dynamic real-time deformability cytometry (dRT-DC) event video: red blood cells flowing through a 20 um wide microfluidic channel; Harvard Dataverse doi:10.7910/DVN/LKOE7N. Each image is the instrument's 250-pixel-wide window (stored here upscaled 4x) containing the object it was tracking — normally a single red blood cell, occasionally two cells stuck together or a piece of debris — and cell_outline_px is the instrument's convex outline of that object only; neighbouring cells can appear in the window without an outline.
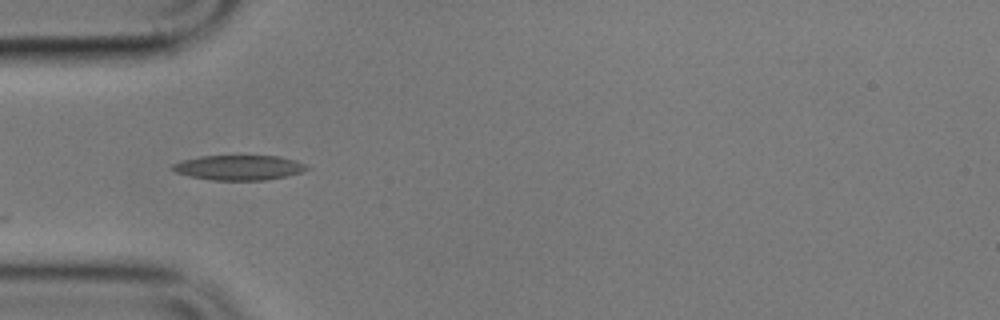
{"species": "common noctule bat (a hibernating species)", "species_latin": "Nyctalus noctula", "temperature_condition": "cold", "stored_images_in_passage": 3, "camera_frame_rate_fps": 3000, "um_per_image_px": 0.085, "animal": {"sex": "male", "body_mass_g": 17.9}, "frame": {"image": 1, "passage_image": 2, "time_ms": 5.333, "image_size_px": [1000, 320], "cell_outline_px": [[308, 168], [300, 172], [284, 176], [264, 180], [212, 180], [188, 176], [176, 172], [172, 168], [172, 164], [184, 160], [204, 156], [280, 156], [296, 160], [304, 164]], "centroid_in_image_um": [20.29, 14.24], "position_along_channel_um": 64.7, "area_um2": 19.19}}
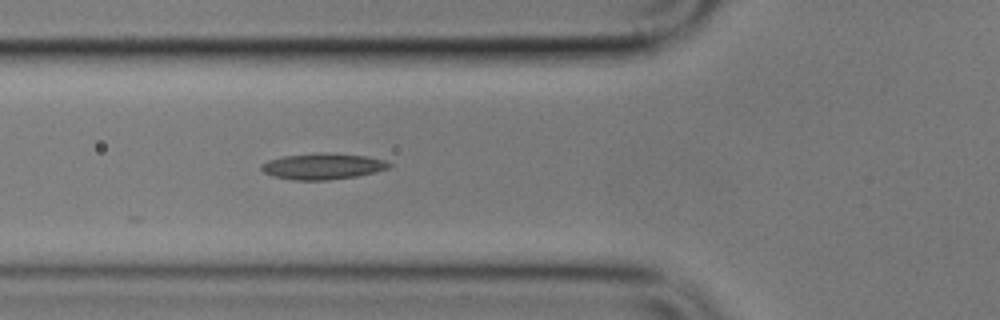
{"frame": {"image": 2, "passage_image": 3, "time_ms": 6.333, "image_size_px": [1000, 320], "cell_outline_px": [[392, 164], [388, 168], [376, 172], [356, 176], [328, 180], [292, 180], [272, 176], [264, 172], [260, 168], [260, 164], [268, 160], [284, 156], [320, 152], [324, 152], [364, 156], [384, 160]], "centroid_in_image_um": [27.39, 14.14], "position_along_channel_um": 98.4, "area_um2": 19.42}}